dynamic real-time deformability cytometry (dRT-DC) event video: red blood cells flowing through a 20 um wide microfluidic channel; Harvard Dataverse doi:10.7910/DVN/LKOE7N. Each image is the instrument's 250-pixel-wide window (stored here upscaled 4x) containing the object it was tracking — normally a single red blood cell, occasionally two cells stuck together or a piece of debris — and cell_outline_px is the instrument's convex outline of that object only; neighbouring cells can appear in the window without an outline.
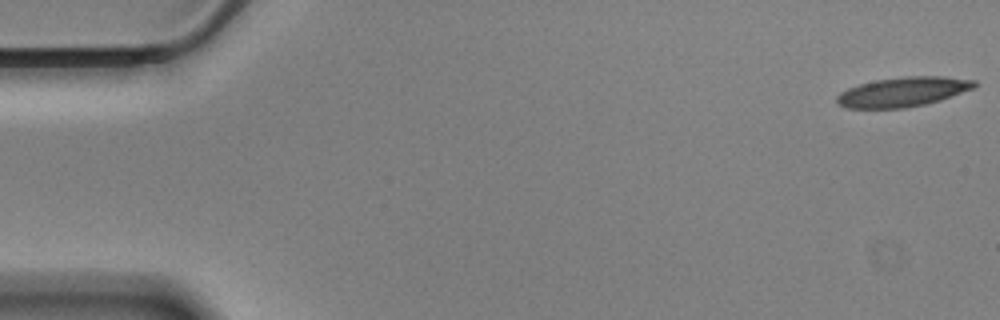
{"species": "Egyptian fruit bat (a non-hibernating species)", "species_latin": "Rousettus aegyptiacus", "temperature_condition": "cold", "stored_images_in_passage": 57, "camera_frame_rate_fps": 3000, "um_per_image_px": 0.085, "animal": {"sex": "male"}, "frame": {"image": 1, "passage_image": 1, "time_ms": 0.0, "image_size_px": [1000, 320], "cell_outline_px": [[980, 84], [976, 88], [940, 100], [924, 104], [904, 108], [844, 108], [836, 104], [836, 96], [840, 92], [848, 88], [860, 84], [876, 80], [904, 76], [944, 76], [976, 80]], "centroid_in_image_um": [76.78, 7.8], "position_along_channel_um": 8.2, "area_um2": 23.99}}
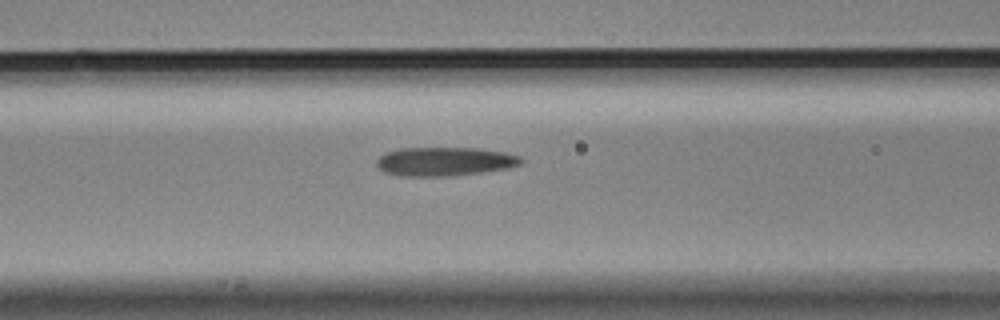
{"frame": {"image": 2, "passage_image": 23, "time_ms": 7.333, "image_size_px": [1000, 320], "cell_outline_px": [[524, 160], [520, 164], [508, 168], [452, 176], [400, 176], [384, 172], [376, 164], [376, 160], [384, 152], [400, 148], [476, 148], [504, 152], [520, 156]], "centroid_in_image_um": [37.77, 13.72], "position_along_channel_um": 128.8, "area_um2": 24.28}}
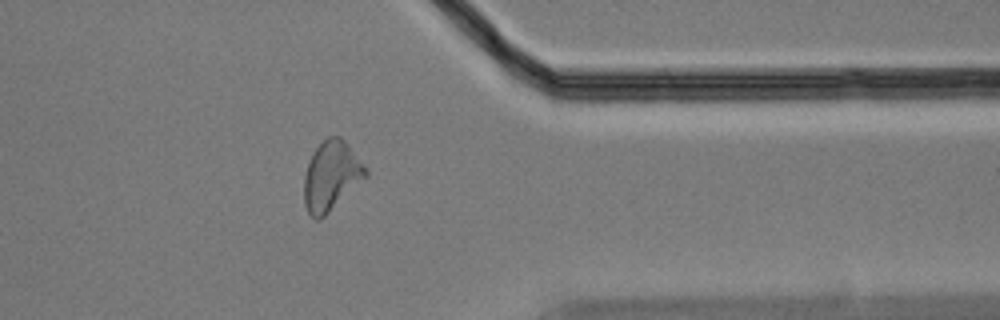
{"frame": {"image": 3, "passage_image": 46, "time_ms": 15.0, "image_size_px": [1000, 320], "cell_outline_px": [[368, 176], [320, 220], [316, 220], [308, 212], [304, 204], [304, 176], [308, 160], [312, 152], [328, 136], [340, 136], [348, 144], [368, 168]], "centroid_in_image_um": [28.16, 14.94], "position_along_channel_um": 383.2, "area_um2": 25.09}, "authors_computed_cell_mechanics": {"area_um2": 24.3338, "velocity_mm_per_s": 3.4683, "shape_relaxation_time_tau1_ms": 6.8835, "shape_relaxation_time_tau2_ms": 2.8422, "deformation_change_tau1": 0.1957, "deformation_change_tau2": 0.1263}}